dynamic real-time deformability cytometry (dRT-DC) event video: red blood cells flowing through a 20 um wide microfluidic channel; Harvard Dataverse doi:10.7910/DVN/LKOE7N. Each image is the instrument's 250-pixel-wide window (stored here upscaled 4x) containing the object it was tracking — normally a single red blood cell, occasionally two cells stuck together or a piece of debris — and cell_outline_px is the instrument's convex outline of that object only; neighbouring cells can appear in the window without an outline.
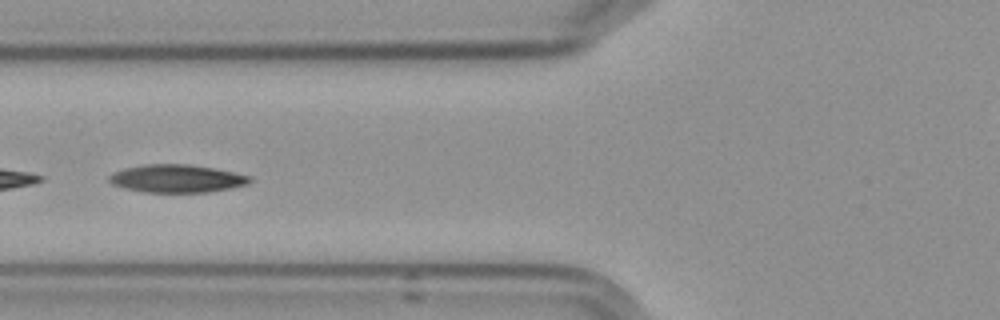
{"species": "Egyptian fruit bat (a non-hibernating species)", "species_latin": "Rousettus aegyptiacus", "temperature_condition": "cold", "stored_images_in_passage": 5, "camera_frame_rate_fps": 3000, "um_per_image_px": 0.085, "frame": {"image": 1, "passage_image": 4, "time_ms": 3.333, "image_size_px": [1000, 320], "cell_outline_px": [[252, 180], [248, 184], [232, 188], [208, 192], [144, 192], [124, 188], [112, 184], [108, 180], [108, 176], [124, 168], [144, 164], [188, 164], [212, 168], [252, 176]], "centroid_in_image_um": [15.03, 15.18], "position_along_channel_um": 110.8, "area_um2": 22.83}}
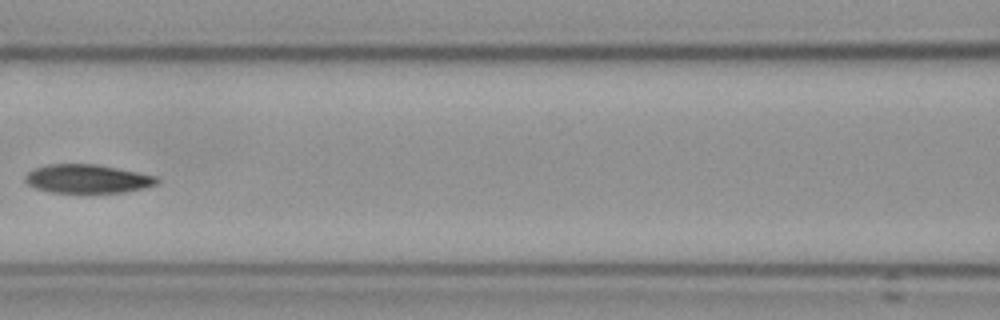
{"frame": {"image": 2, "passage_image": 5, "time_ms": 4.667, "image_size_px": [1000, 320], "cell_outline_px": [[160, 180], [156, 184], [144, 188], [124, 192], [48, 192], [36, 188], [28, 184], [24, 180], [24, 176], [28, 172], [36, 168], [52, 164], [96, 164], [156, 176]], "centroid_in_image_um": [7.42, 15.2], "position_along_channel_um": 159.2, "area_um2": 21.73}}